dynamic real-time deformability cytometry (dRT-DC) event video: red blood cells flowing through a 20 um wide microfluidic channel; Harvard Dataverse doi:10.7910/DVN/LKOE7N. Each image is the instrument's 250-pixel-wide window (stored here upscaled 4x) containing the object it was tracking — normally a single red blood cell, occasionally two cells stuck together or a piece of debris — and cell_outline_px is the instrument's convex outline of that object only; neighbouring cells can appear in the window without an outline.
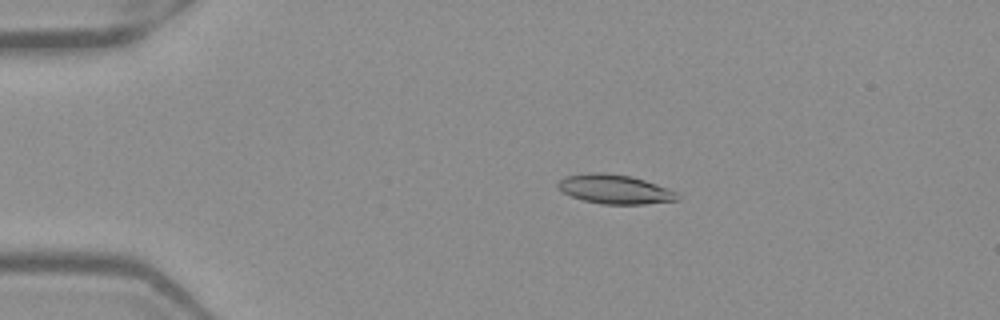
{"species": "Egyptian fruit bat (a non-hibernating species)", "species_latin": "Rousettus aegyptiacus", "temperature_condition": "warm", "stored_images_in_passage": 52, "camera_frame_rate_fps": 3000, "um_per_image_px": 0.085, "frame": {"image": 1, "passage_image": 11, "time_ms": 3.333, "image_size_px": [1000, 320], "cell_outline_px": [[680, 200], [644, 204], [600, 204], [584, 200], [572, 196], [564, 192], [556, 184], [560, 180], [568, 176], [588, 172], [604, 172], [632, 176], [668, 188], [676, 192], [680, 196]], "centroid_in_image_um": [52.3, 16.08], "position_along_channel_um": 32.7, "area_um2": 20.29}}
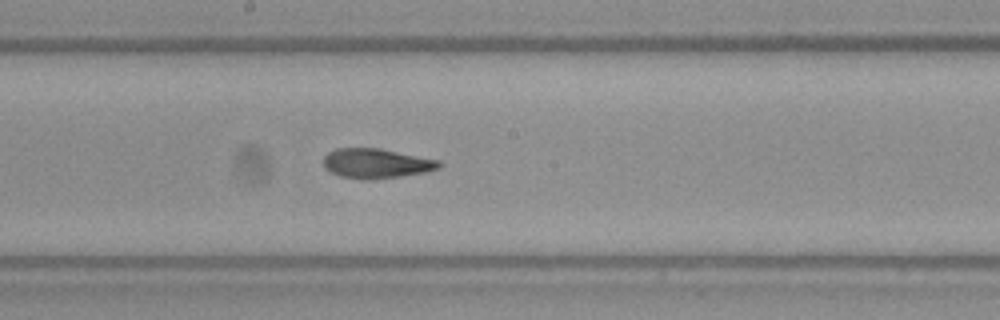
{"frame": {"image": 2, "passage_image": 29, "time_ms": 9.333, "image_size_px": [1000, 320], "cell_outline_px": [[444, 164], [440, 168], [424, 172], [400, 176], [372, 180], [360, 180], [340, 176], [324, 168], [324, 156], [328, 152], [336, 148], [380, 148], [440, 160]], "centroid_in_image_um": [31.99, 13.89], "position_along_channel_um": 216.2, "area_um2": 20.23}}
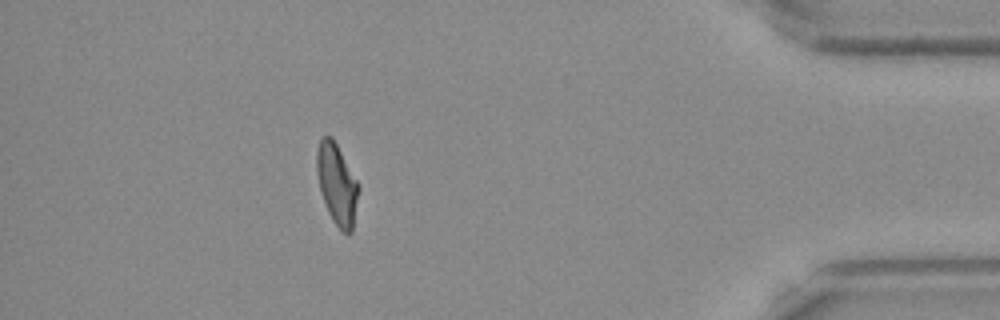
{"frame": {"image": 3, "passage_image": 47, "time_ms": 15.333, "image_size_px": [1000, 320], "cell_outline_px": [[360, 188], [352, 232], [344, 232], [332, 220], [328, 212], [320, 192], [316, 172], [316, 152], [320, 140], [324, 136], [332, 136], [360, 184]], "centroid_in_image_um": [28.64, 15.63], "position_along_channel_um": 406.6, "area_um2": 19.88}, "authors_computed_cell_mechanics": {"area_um2": 20.0566, "velocity_mm_per_s": 3.9454, "shape_relaxation_time_tau1_ms": null, "shape_relaxation_time_tau2_ms": 1.7408, "deformation_change_tau1": null, "deformation_change_tau2": 0.0884}}